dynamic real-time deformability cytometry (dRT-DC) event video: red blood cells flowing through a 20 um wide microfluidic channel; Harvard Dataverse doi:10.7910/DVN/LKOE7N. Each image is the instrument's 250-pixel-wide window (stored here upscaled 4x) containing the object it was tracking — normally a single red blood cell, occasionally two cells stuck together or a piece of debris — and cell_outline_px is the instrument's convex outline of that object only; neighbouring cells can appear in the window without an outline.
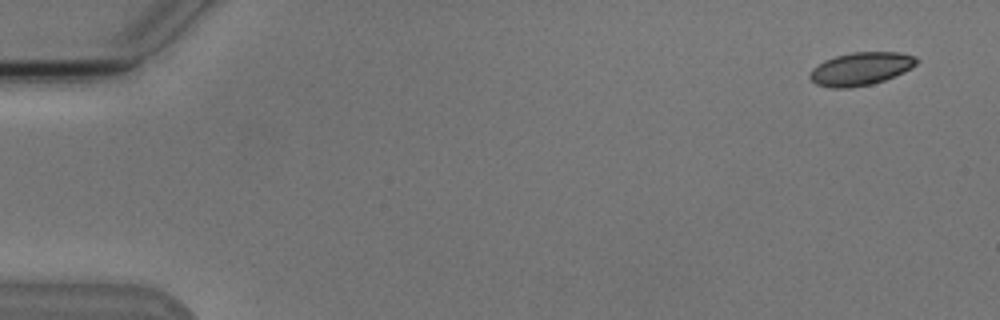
{"species": "Egyptian fruit bat (a non-hibernating species)", "species_latin": "Rousettus aegyptiacus", "temperature_condition": "cold", "stored_images_in_passage": 6, "camera_frame_rate_fps": 3000, "um_per_image_px": 0.085, "animal": {"sex": "male"}, "frame": {"image": 1, "passage_image": 1, "time_ms": 0.0, "image_size_px": [1000, 320], "cell_outline_px": [[920, 60], [912, 68], [904, 72], [884, 80], [872, 84], [852, 88], [832, 88], [816, 84], [808, 76], [812, 68], [824, 60], [836, 56], [852, 52], [900, 52], [916, 56]], "centroid_in_image_um": [73.18, 5.84], "position_along_channel_um": 11.8, "area_um2": 20.69}}